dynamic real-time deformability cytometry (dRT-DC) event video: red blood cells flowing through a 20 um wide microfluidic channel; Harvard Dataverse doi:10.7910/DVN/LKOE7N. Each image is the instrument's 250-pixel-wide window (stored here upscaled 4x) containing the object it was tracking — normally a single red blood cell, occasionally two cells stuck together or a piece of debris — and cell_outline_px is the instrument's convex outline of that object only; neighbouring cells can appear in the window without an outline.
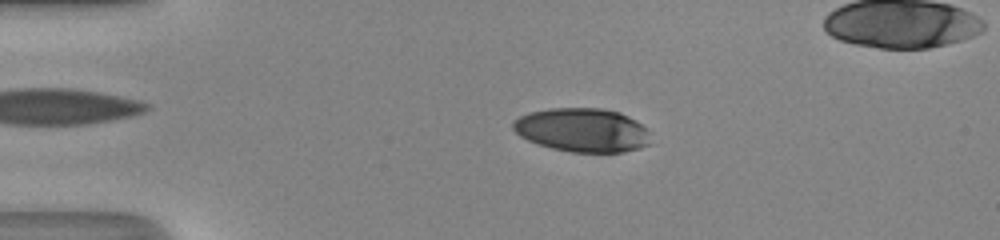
{"species": "human", "species_latin": "Homo sapiens", "temperature_condition": "room temperature", "stored_images_in_passage": 48, "camera_frame_rate_fps": 3000, "um_per_image_px": 0.085, "donor": {"sex": "male"}, "frame": {"image": 1, "passage_image": 12, "time_ms": 3.667, "image_size_px": [1000, 240], "cell_outline_px": [[652, 144], [640, 148], [624, 152], [572, 152], [552, 148], [528, 140], [520, 136], [512, 128], [512, 120], [520, 116], [532, 112], [552, 108], [600, 108], [620, 112], [636, 120], [644, 128]], "centroid_in_image_um": [49.5, 11.06], "position_along_channel_um": 35.5, "area_um2": 34.97}}
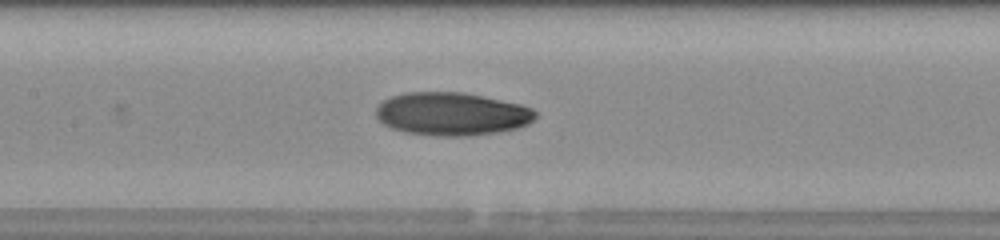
{"frame": {"image": 2, "passage_image": 25, "time_ms": 8.0, "image_size_px": [1000, 240], "cell_outline_px": [[536, 116], [528, 124], [516, 128], [496, 132], [468, 136], [436, 136], [404, 132], [392, 128], [384, 124], [376, 116], [376, 108], [384, 100], [392, 96], [408, 92], [460, 92], [520, 104], [532, 108], [536, 112]], "centroid_in_image_um": [38.38, 9.69], "position_along_channel_um": 169.0, "area_um2": 39.71}}
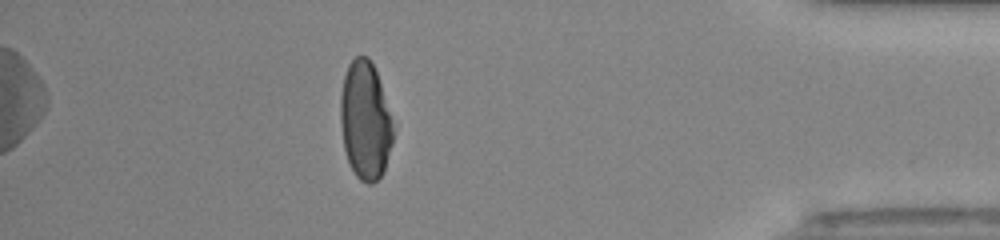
{"frame": {"image": 3, "passage_image": 44, "time_ms": 14.333, "image_size_px": [1000, 240], "cell_outline_px": [[392, 144], [384, 172], [372, 184], [368, 184], [360, 180], [356, 176], [348, 160], [344, 148], [340, 124], [340, 96], [344, 76], [348, 64], [356, 56], [368, 56], [376, 72], [380, 84], [392, 124]], "centroid_in_image_um": [31.01, 10.27], "position_along_channel_um": 404.2, "area_um2": 35.84}, "authors_computed_cell_mechanics": {"area_um2": 37.3677, "velocity_mm_per_s": 4.3659, "shape_relaxation_time_tau1_ms": 5.3894, "shape_relaxation_time_tau2_ms": 1.5858, "deformation_change_tau1": 0.2323, "deformation_change_tau2": 0.0567}}